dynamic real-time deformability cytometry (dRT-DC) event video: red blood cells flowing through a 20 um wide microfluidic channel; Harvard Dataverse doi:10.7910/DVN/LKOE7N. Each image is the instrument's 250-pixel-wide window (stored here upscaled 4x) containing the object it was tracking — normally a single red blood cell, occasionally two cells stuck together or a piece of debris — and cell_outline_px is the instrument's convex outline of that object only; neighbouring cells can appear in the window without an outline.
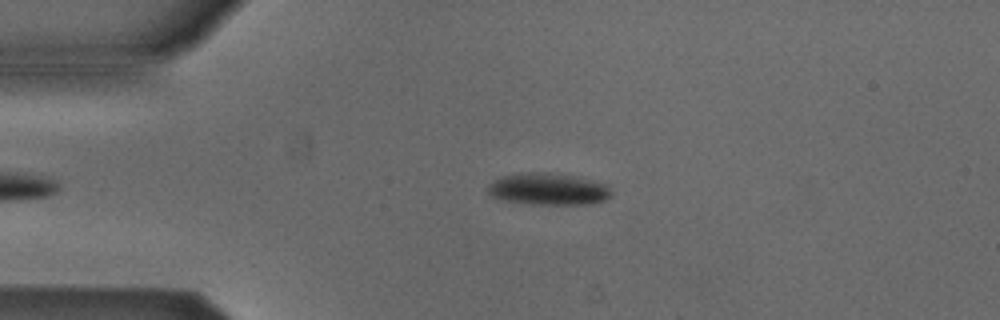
{"species": "Egyptian fruit bat (a non-hibernating species)", "species_latin": "Rousettus aegyptiacus", "temperature_condition": "cold", "stored_images_in_passage": 43, "camera_frame_rate_fps": 3000, "um_per_image_px": 0.085, "animal": {"sex": "male"}, "frame": {"image": 1, "passage_image": 7, "time_ms": 2.0, "image_size_px": [1000, 320], "cell_outline_px": [[612, 196], [604, 200], [584, 204], [532, 204], [504, 200], [492, 196], [488, 192], [488, 184], [500, 176], [528, 172], [548, 172], [572, 176], [592, 180], [608, 184], [612, 188]], "centroid_in_image_um": [46.62, 16.06], "position_along_channel_um": 38.4, "area_um2": 22.95}}
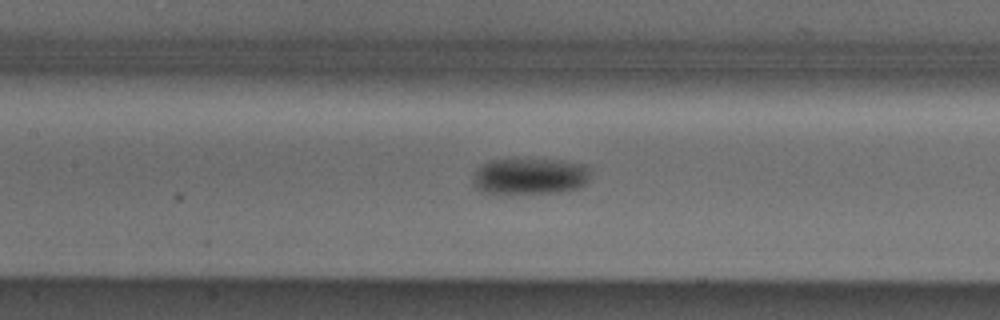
{"frame": {"image": 2, "passage_image": 19, "time_ms": 6.0, "image_size_px": [1000, 320], "cell_outline_px": [[588, 180], [584, 184], [576, 188], [560, 192], [500, 196], [480, 192], [476, 188], [472, 180], [480, 164], [488, 160], [560, 160], [584, 164], [588, 168]], "centroid_in_image_um": [44.96, 15.03], "position_along_channel_um": 162.4, "area_um2": 25.49}}
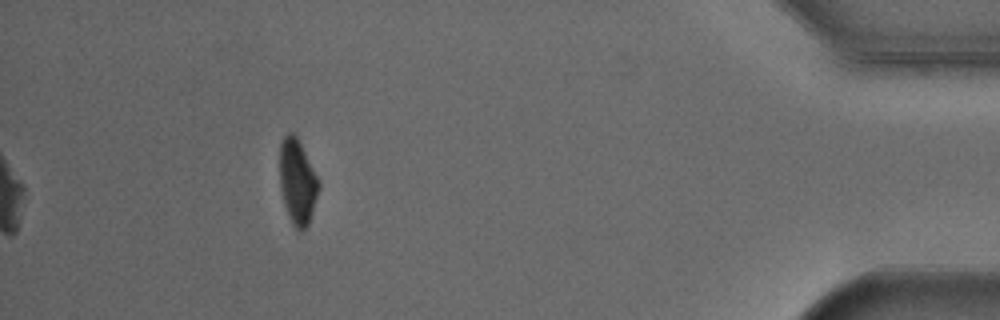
{"frame": {"image": 3, "passage_image": 43, "time_ms": 14.0, "image_size_px": [1000, 320], "cell_outline_px": [[320, 184], [312, 212], [308, 224], [300, 232], [292, 224], [288, 216], [284, 204], [280, 188], [280, 144], [284, 136], [288, 132], [292, 132], [296, 136], [320, 180]], "centroid_in_image_um": [25.27, 15.44], "position_along_channel_um": 409.9, "area_um2": 19.19}, "authors_computed_cell_mechanics": {"area_um2": 22.9466, "velocity_mm_per_s": 3.8531, "shape_relaxation_time_tau1_ms": 2.7959, "shape_relaxation_time_tau2_ms": null, "deformation_change_tau1": 0.0895, "deformation_change_tau2": null}}